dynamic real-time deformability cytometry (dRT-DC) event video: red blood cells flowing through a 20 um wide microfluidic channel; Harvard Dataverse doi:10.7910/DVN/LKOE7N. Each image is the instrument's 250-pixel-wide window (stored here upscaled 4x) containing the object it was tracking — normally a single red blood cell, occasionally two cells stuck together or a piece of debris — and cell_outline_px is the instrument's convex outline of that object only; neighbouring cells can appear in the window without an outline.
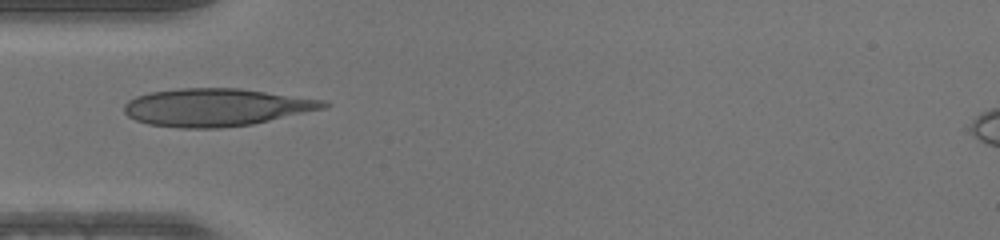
{"species": "human", "species_latin": "Homo sapiens", "temperature_condition": "warm", "stored_images_in_passage": 35, "camera_frame_rate_fps": 3000, "um_per_image_px": 0.085, "donor": {"sex": "male"}, "frame": {"image": 1, "passage_image": 1, "time_ms": 0.0, "image_size_px": [1000, 240], "cell_outline_px": [[332, 104], [324, 108], [252, 124], [220, 128], [180, 128], [148, 124], [136, 120], [128, 116], [124, 112], [124, 104], [128, 100], [136, 96], [148, 92], [180, 88], [240, 88], [324, 100]], "centroid_in_image_um": [18.33, 9.12], "position_along_channel_um": 66.7, "area_um2": 43.75}}
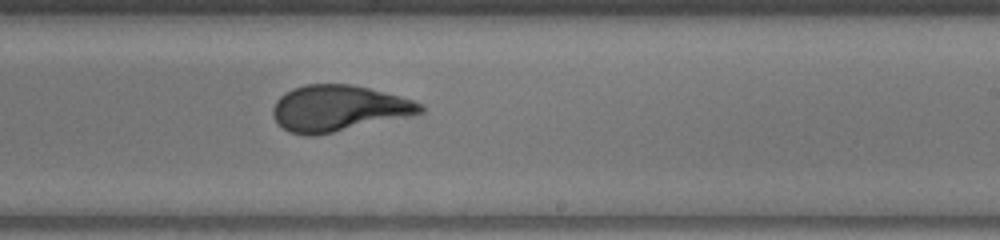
{"frame": {"image": 2, "passage_image": 15, "time_ms": 4.667, "image_size_px": [1000, 240], "cell_outline_px": [[424, 112], [412, 116], [316, 136], [304, 136], [288, 132], [272, 116], [272, 108], [276, 100], [284, 92], [292, 88], [304, 84], [352, 84], [400, 96], [412, 100], [420, 104], [424, 108]], "centroid_in_image_um": [28.75, 9.21], "position_along_channel_um": 260.3, "area_um2": 39.88}}
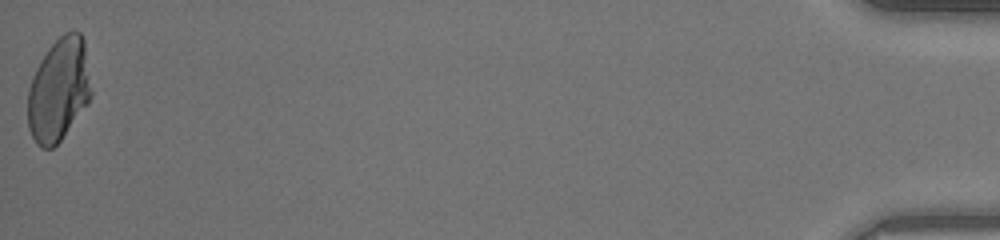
{"frame": {"image": 3, "passage_image": 35, "time_ms": 11.333, "image_size_px": [1000, 240], "cell_outline_px": [[92, 96], [88, 104], [60, 140], [52, 148], [40, 148], [36, 144], [28, 128], [28, 88], [32, 76], [40, 60], [48, 48], [64, 32], [72, 28], [80, 32], [84, 40], [92, 88]], "centroid_in_image_um": [5.01, 7.6], "position_along_channel_um": 430.2, "area_um2": 38.55}}